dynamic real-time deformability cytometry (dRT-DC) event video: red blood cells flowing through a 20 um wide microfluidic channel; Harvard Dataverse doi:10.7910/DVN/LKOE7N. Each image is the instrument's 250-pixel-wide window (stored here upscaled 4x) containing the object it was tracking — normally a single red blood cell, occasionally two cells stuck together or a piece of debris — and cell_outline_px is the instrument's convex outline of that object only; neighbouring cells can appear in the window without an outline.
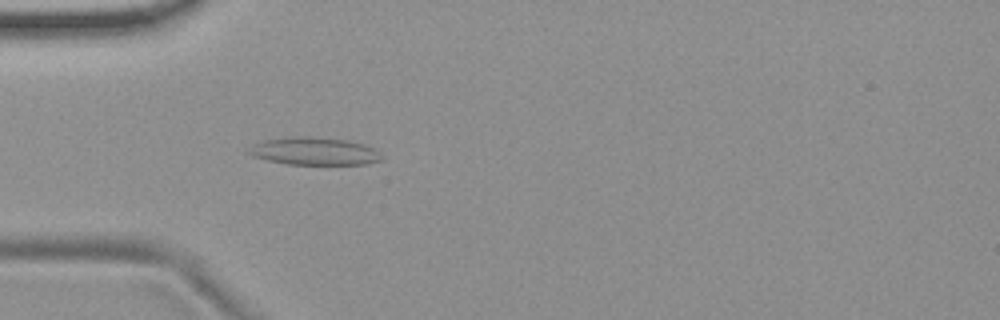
{"species": "common noctule bat (a hibernating species)", "species_latin": "Nyctalus noctula", "temperature_condition": "room temperature", "stored_images_in_passage": 4, "camera_frame_rate_fps": 3000, "um_per_image_px": 0.085, "animal": {"sex": "female", "body_mass_g": 19.9}, "frame": {"image": 1, "passage_image": 4, "time_ms": 1.0, "image_size_px": [1000, 320], "cell_outline_px": [[384, 156], [380, 160], [368, 164], [288, 164], [268, 160], [252, 156], [244, 152], [252, 144], [264, 140], [288, 136], [308, 136], [348, 140], [364, 144], [376, 148]], "centroid_in_image_um": [26.7, 12.84], "position_along_channel_um": 58.3, "area_um2": 21.79}}